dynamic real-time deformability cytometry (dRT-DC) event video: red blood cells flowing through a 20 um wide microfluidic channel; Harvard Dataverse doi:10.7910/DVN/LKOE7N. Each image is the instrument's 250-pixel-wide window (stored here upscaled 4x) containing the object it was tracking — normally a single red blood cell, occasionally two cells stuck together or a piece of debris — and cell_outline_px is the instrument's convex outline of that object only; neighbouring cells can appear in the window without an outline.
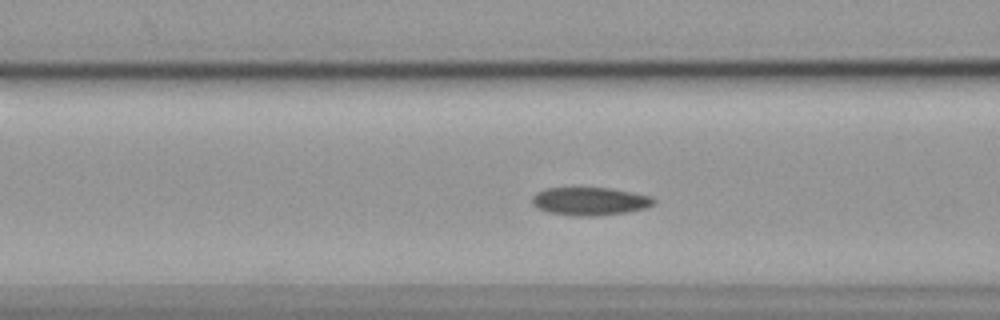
{"species": "common noctule bat (a hibernating species)", "species_latin": "Nyctalus noctula", "temperature_condition": "cold", "stored_images_in_passage": 51, "camera_frame_rate_fps": 3000, "um_per_image_px": 0.085, "animal": {"sex": "female", "body_mass_g": 19.9}, "frame": {"image": 1, "passage_image": 17, "time_ms": 5.333, "image_size_px": [1000, 320], "cell_outline_px": [[656, 204], [644, 208], [628, 212], [596, 216], [572, 216], [548, 212], [536, 208], [532, 204], [532, 196], [536, 192], [544, 188], [612, 188], [652, 196], [656, 200]], "centroid_in_image_um": [50.14, 17.11], "position_along_channel_um": 116.5, "area_um2": 20.17}}
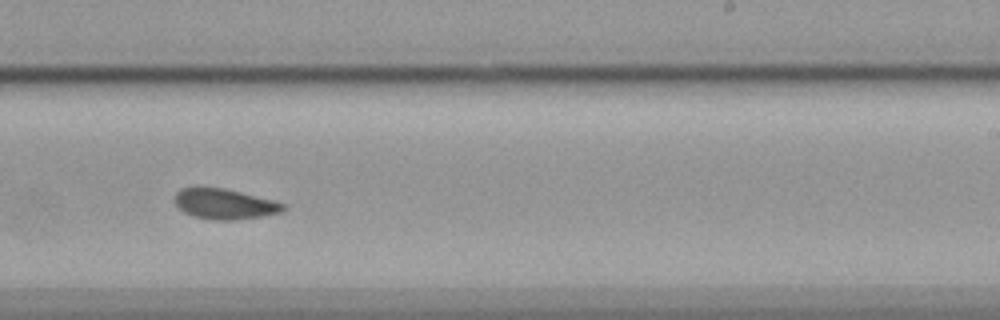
{"frame": {"image": 2, "passage_image": 30, "time_ms": 9.667, "image_size_px": [1000, 320], "cell_outline_px": [[288, 204], [280, 212], [264, 216], [232, 220], [212, 220], [192, 216], [184, 212], [176, 204], [176, 192], [180, 188], [192, 184], [196, 184], [224, 188], [276, 200]], "centroid_in_image_um": [19.06, 17.29], "position_along_channel_um": 269.9, "area_um2": 19.88}}
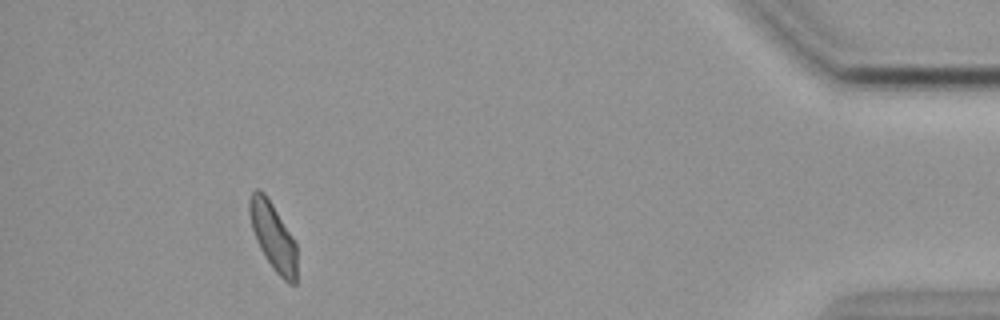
{"frame": {"image": 3, "passage_image": 47, "time_ms": 15.333, "image_size_px": [1000, 320], "cell_outline_px": [[296, 284], [288, 284], [272, 268], [264, 256], [256, 240], [252, 228], [248, 212], [248, 200], [252, 192], [256, 188], [260, 188], [264, 192], [272, 204], [292, 236], [296, 244]], "centroid_in_image_um": [23.19, 20.08], "position_along_channel_um": 412.0, "area_um2": 18.67}, "authors_computed_cell_mechanics": {"area_um2": 19.5942, "velocity_mm_per_s": 3.5547, "shape_relaxation_time_tau1_ms": 5.5543, "shape_relaxation_time_tau2_ms": 3.4256, "deformation_change_tau1": 0.0901, "deformation_change_tau2": 0.0614}}